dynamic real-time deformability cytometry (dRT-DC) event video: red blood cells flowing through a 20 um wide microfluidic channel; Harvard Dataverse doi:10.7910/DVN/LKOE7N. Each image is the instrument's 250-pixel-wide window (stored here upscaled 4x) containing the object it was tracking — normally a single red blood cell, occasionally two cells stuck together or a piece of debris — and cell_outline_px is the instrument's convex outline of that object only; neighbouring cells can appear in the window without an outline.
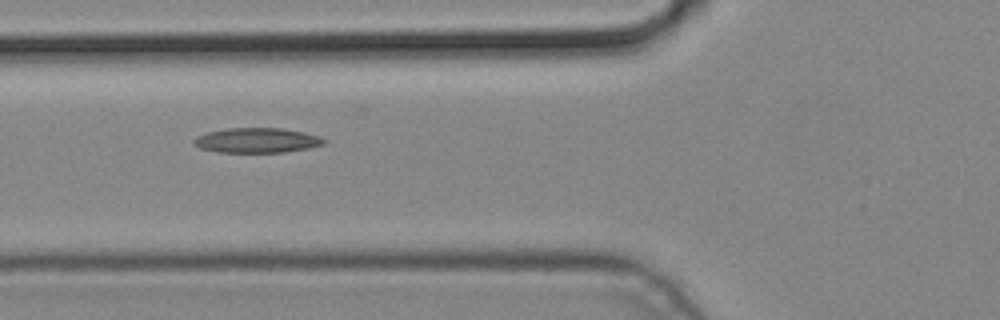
{"species": "common noctule bat (a hibernating species)", "species_latin": "Nyctalus noctula", "temperature_condition": "cold", "stored_images_in_passage": 3, "camera_frame_rate_fps": 3000, "um_per_image_px": 0.085, "animal": {"sex": "male", "body_mass_g": 19.2, "forearm_length_mm": 51.8}, "frame": {"image": 1, "passage_image": 3, "time_ms": 0.667, "image_size_px": [1000, 320], "cell_outline_px": [[328, 140], [324, 144], [308, 148], [284, 152], [216, 152], [200, 148], [192, 140], [196, 136], [208, 132], [228, 128], [280, 128], [304, 132], [320, 136]], "centroid_in_image_um": [21.86, 11.93], "position_along_channel_um": 103.9, "area_um2": 18.84}}